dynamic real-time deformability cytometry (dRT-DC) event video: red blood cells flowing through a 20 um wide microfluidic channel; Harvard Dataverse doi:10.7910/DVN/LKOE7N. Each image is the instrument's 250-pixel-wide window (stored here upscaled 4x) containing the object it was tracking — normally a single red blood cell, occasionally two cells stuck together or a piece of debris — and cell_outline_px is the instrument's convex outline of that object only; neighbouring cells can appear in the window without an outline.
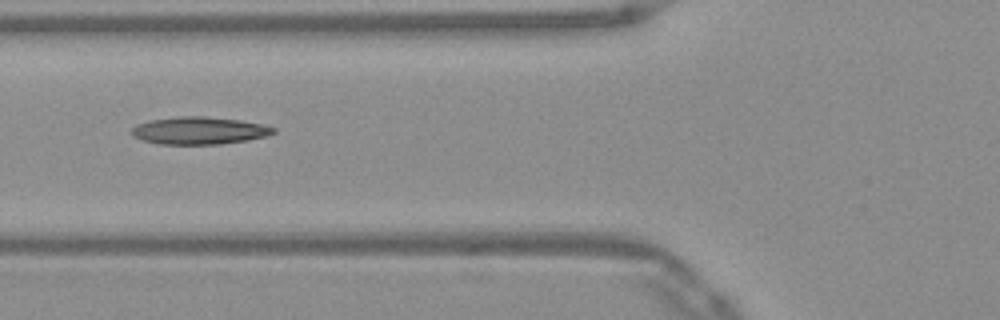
{"species": "Egyptian fruit bat (a non-hibernating species)", "species_latin": "Rousettus aegyptiacus", "temperature_condition": "warm", "stored_images_in_passage": 23, "camera_frame_rate_fps": 3000, "um_per_image_px": 0.085, "frame": {"image": 1, "passage_image": 6, "time_ms": 1.667, "image_size_px": [1000, 320], "cell_outline_px": [[276, 132], [264, 136], [248, 140], [220, 144], [160, 144], [144, 140], [132, 136], [132, 128], [136, 124], [148, 120], [180, 116], [204, 116], [240, 120], [264, 124], [276, 128]], "centroid_in_image_um": [16.93, 11.09], "position_along_channel_um": 108.9, "area_um2": 22.72}}
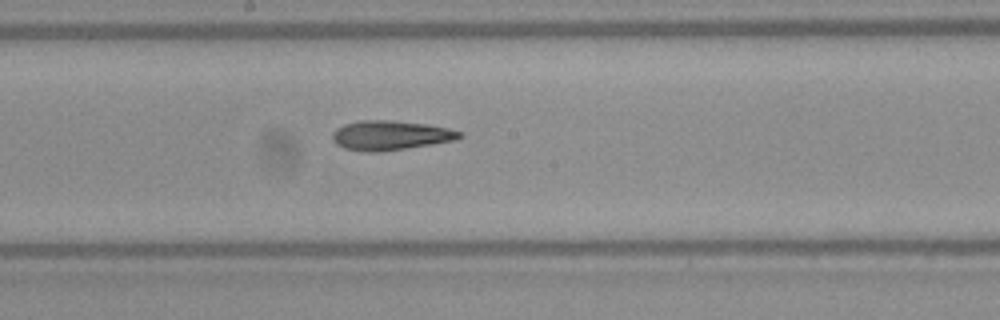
{"frame": {"image": 2, "passage_image": 14, "time_ms": 4.333, "image_size_px": [1000, 320], "cell_outline_px": [[464, 136], [456, 140], [380, 152], [368, 152], [344, 148], [336, 144], [332, 140], [332, 132], [336, 128], [344, 124], [360, 120], [392, 120], [428, 124], [448, 128], [464, 132]], "centroid_in_image_um": [33.19, 11.49], "position_along_channel_um": 215.0, "area_um2": 22.02}}
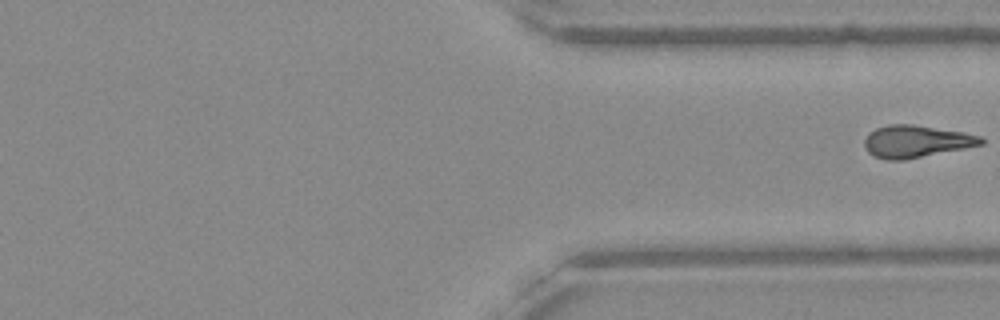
{"frame": {"image": 3, "passage_image": 23, "time_ms": 7.333, "image_size_px": [1000, 320], "cell_outline_px": [[984, 144], [904, 160], [884, 160], [872, 156], [868, 152], [864, 144], [864, 140], [876, 128], [888, 124], [912, 124], [964, 132], [980, 136], [984, 140]], "centroid_in_image_um": [77.86, 12.02], "position_along_channel_um": 333.5, "area_um2": 21.79}}